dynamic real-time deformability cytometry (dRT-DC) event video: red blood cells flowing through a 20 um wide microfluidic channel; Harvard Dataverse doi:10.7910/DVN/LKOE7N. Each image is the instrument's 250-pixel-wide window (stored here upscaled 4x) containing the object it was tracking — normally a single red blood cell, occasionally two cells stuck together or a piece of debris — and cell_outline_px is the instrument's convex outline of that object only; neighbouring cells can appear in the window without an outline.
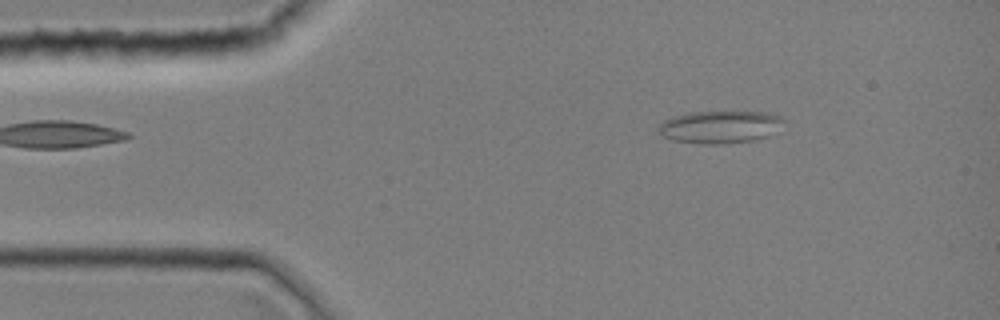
{"species": "common noctule bat (a hibernating species)", "species_latin": "Nyctalus noctula", "temperature_condition": "room temperature", "stored_images_in_passage": 6, "camera_frame_rate_fps": 3000, "um_per_image_px": 0.085, "animal": {"sex": "female", "body_mass_g": 19.0, "forearm_length_mm": 51.5}, "frame": {"image": 1, "passage_image": 5, "time_ms": 1.333, "image_size_px": [1000, 320], "cell_outline_px": [[784, 120], [768, 136], [752, 140], [720, 144], [700, 144], [672, 140], [664, 136], [656, 128], [664, 120], [672, 116], [692, 112], [768, 112], [780, 116]], "centroid_in_image_um": [61.14, 10.79], "position_along_channel_um": 23.9, "area_um2": 23.47}}